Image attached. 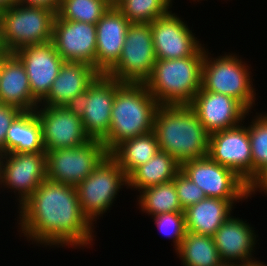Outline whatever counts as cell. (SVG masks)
I'll return each instance as SVG.
<instances>
[{"mask_svg":"<svg viewBox=\"0 0 267 266\" xmlns=\"http://www.w3.org/2000/svg\"><path fill=\"white\" fill-rule=\"evenodd\" d=\"M19 229L36 244L87 247L94 240V225L83 214L76 188L44 180L18 207Z\"/></svg>","mask_w":267,"mask_h":266,"instance_id":"cell-1","label":"cell"},{"mask_svg":"<svg viewBox=\"0 0 267 266\" xmlns=\"http://www.w3.org/2000/svg\"><path fill=\"white\" fill-rule=\"evenodd\" d=\"M153 132L159 149L180 165L208 156L210 134L189 105H159Z\"/></svg>","mask_w":267,"mask_h":266,"instance_id":"cell-2","label":"cell"},{"mask_svg":"<svg viewBox=\"0 0 267 266\" xmlns=\"http://www.w3.org/2000/svg\"><path fill=\"white\" fill-rule=\"evenodd\" d=\"M159 105L145 84L124 83L116 91L109 132L101 140L107 151L124 140L152 132Z\"/></svg>","mask_w":267,"mask_h":266,"instance_id":"cell-3","label":"cell"},{"mask_svg":"<svg viewBox=\"0 0 267 266\" xmlns=\"http://www.w3.org/2000/svg\"><path fill=\"white\" fill-rule=\"evenodd\" d=\"M205 48L193 56L156 59L151 77L144 83L160 105H189L201 89Z\"/></svg>","mask_w":267,"mask_h":266,"instance_id":"cell-4","label":"cell"},{"mask_svg":"<svg viewBox=\"0 0 267 266\" xmlns=\"http://www.w3.org/2000/svg\"><path fill=\"white\" fill-rule=\"evenodd\" d=\"M55 13L16 3L0 12V47L14 53L22 47L52 41Z\"/></svg>","mask_w":267,"mask_h":266,"instance_id":"cell-5","label":"cell"},{"mask_svg":"<svg viewBox=\"0 0 267 266\" xmlns=\"http://www.w3.org/2000/svg\"><path fill=\"white\" fill-rule=\"evenodd\" d=\"M207 50V52H206ZM202 63L201 87L209 92L221 93L238 100L249 112L256 100L249 66L236 54L211 58L208 49Z\"/></svg>","mask_w":267,"mask_h":266,"instance_id":"cell-6","label":"cell"},{"mask_svg":"<svg viewBox=\"0 0 267 266\" xmlns=\"http://www.w3.org/2000/svg\"><path fill=\"white\" fill-rule=\"evenodd\" d=\"M128 185L125 172L108 154L101 163L75 188L83 214L94 225L97 217H103L122 187Z\"/></svg>","mask_w":267,"mask_h":266,"instance_id":"cell-7","label":"cell"},{"mask_svg":"<svg viewBox=\"0 0 267 266\" xmlns=\"http://www.w3.org/2000/svg\"><path fill=\"white\" fill-rule=\"evenodd\" d=\"M151 25L131 23L118 62L106 73L123 83L144 84L156 62Z\"/></svg>","mask_w":267,"mask_h":266,"instance_id":"cell-8","label":"cell"},{"mask_svg":"<svg viewBox=\"0 0 267 266\" xmlns=\"http://www.w3.org/2000/svg\"><path fill=\"white\" fill-rule=\"evenodd\" d=\"M109 154L101 140L46 152L47 179L76 187Z\"/></svg>","mask_w":267,"mask_h":266,"instance_id":"cell-9","label":"cell"},{"mask_svg":"<svg viewBox=\"0 0 267 266\" xmlns=\"http://www.w3.org/2000/svg\"><path fill=\"white\" fill-rule=\"evenodd\" d=\"M181 171L203 190L206 197L248 199V184L233 170L216 163L209 156L184 162Z\"/></svg>","mask_w":267,"mask_h":266,"instance_id":"cell-10","label":"cell"},{"mask_svg":"<svg viewBox=\"0 0 267 266\" xmlns=\"http://www.w3.org/2000/svg\"><path fill=\"white\" fill-rule=\"evenodd\" d=\"M123 84L106 74H99L79 99L75 107L91 139L102 140L108 134L116 91Z\"/></svg>","mask_w":267,"mask_h":266,"instance_id":"cell-11","label":"cell"},{"mask_svg":"<svg viewBox=\"0 0 267 266\" xmlns=\"http://www.w3.org/2000/svg\"><path fill=\"white\" fill-rule=\"evenodd\" d=\"M42 128L45 151L75 148L92 139L85 132L76 107L44 106L34 110Z\"/></svg>","mask_w":267,"mask_h":266,"instance_id":"cell-12","label":"cell"},{"mask_svg":"<svg viewBox=\"0 0 267 266\" xmlns=\"http://www.w3.org/2000/svg\"><path fill=\"white\" fill-rule=\"evenodd\" d=\"M47 179L46 152L3 154L0 185L17 193L19 207Z\"/></svg>","mask_w":267,"mask_h":266,"instance_id":"cell-13","label":"cell"},{"mask_svg":"<svg viewBox=\"0 0 267 266\" xmlns=\"http://www.w3.org/2000/svg\"><path fill=\"white\" fill-rule=\"evenodd\" d=\"M208 156L233 170L247 184L252 180V154L248 127L239 125L210 134Z\"/></svg>","mask_w":267,"mask_h":266,"instance_id":"cell-14","label":"cell"},{"mask_svg":"<svg viewBox=\"0 0 267 266\" xmlns=\"http://www.w3.org/2000/svg\"><path fill=\"white\" fill-rule=\"evenodd\" d=\"M96 41V24L64 20L55 15L52 42L64 61L95 67Z\"/></svg>","mask_w":267,"mask_h":266,"instance_id":"cell-15","label":"cell"},{"mask_svg":"<svg viewBox=\"0 0 267 266\" xmlns=\"http://www.w3.org/2000/svg\"><path fill=\"white\" fill-rule=\"evenodd\" d=\"M181 19L171 10L150 23L157 59L193 56L202 47L195 34Z\"/></svg>","mask_w":267,"mask_h":266,"instance_id":"cell-16","label":"cell"},{"mask_svg":"<svg viewBox=\"0 0 267 266\" xmlns=\"http://www.w3.org/2000/svg\"><path fill=\"white\" fill-rule=\"evenodd\" d=\"M14 54L24 64L32 95L40 102L65 62L52 41L22 47Z\"/></svg>","mask_w":267,"mask_h":266,"instance_id":"cell-17","label":"cell"},{"mask_svg":"<svg viewBox=\"0 0 267 266\" xmlns=\"http://www.w3.org/2000/svg\"><path fill=\"white\" fill-rule=\"evenodd\" d=\"M189 106L209 134L239 125L249 111L236 99L204 90L196 93Z\"/></svg>","mask_w":267,"mask_h":266,"instance_id":"cell-18","label":"cell"},{"mask_svg":"<svg viewBox=\"0 0 267 266\" xmlns=\"http://www.w3.org/2000/svg\"><path fill=\"white\" fill-rule=\"evenodd\" d=\"M246 222L231 215L212 236L222 262L235 261L244 266L262 263L252 256L257 237L255 230Z\"/></svg>","mask_w":267,"mask_h":266,"instance_id":"cell-19","label":"cell"},{"mask_svg":"<svg viewBox=\"0 0 267 266\" xmlns=\"http://www.w3.org/2000/svg\"><path fill=\"white\" fill-rule=\"evenodd\" d=\"M99 74L95 67L89 64L65 61L50 91L39 105L75 107Z\"/></svg>","mask_w":267,"mask_h":266,"instance_id":"cell-20","label":"cell"},{"mask_svg":"<svg viewBox=\"0 0 267 266\" xmlns=\"http://www.w3.org/2000/svg\"><path fill=\"white\" fill-rule=\"evenodd\" d=\"M130 24L116 7H110L97 22L95 69L100 74H106L118 62Z\"/></svg>","mask_w":267,"mask_h":266,"instance_id":"cell-21","label":"cell"},{"mask_svg":"<svg viewBox=\"0 0 267 266\" xmlns=\"http://www.w3.org/2000/svg\"><path fill=\"white\" fill-rule=\"evenodd\" d=\"M0 103L34 111L39 101L32 95L24 64L14 53L1 55Z\"/></svg>","mask_w":267,"mask_h":266,"instance_id":"cell-22","label":"cell"},{"mask_svg":"<svg viewBox=\"0 0 267 266\" xmlns=\"http://www.w3.org/2000/svg\"><path fill=\"white\" fill-rule=\"evenodd\" d=\"M237 200L209 198L189 206L184 210L186 231L213 236L218 228L231 216Z\"/></svg>","mask_w":267,"mask_h":266,"instance_id":"cell-23","label":"cell"},{"mask_svg":"<svg viewBox=\"0 0 267 266\" xmlns=\"http://www.w3.org/2000/svg\"><path fill=\"white\" fill-rule=\"evenodd\" d=\"M46 152L42 128L35 111H22L7 130L5 154Z\"/></svg>","mask_w":267,"mask_h":266,"instance_id":"cell-24","label":"cell"},{"mask_svg":"<svg viewBox=\"0 0 267 266\" xmlns=\"http://www.w3.org/2000/svg\"><path fill=\"white\" fill-rule=\"evenodd\" d=\"M181 165L165 151L159 150L147 163L137 167L127 178V187L140 192L145 188L172 181Z\"/></svg>","mask_w":267,"mask_h":266,"instance_id":"cell-25","label":"cell"},{"mask_svg":"<svg viewBox=\"0 0 267 266\" xmlns=\"http://www.w3.org/2000/svg\"><path fill=\"white\" fill-rule=\"evenodd\" d=\"M159 150L156 135L152 131L122 141L109 154L128 177L137 167L152 159Z\"/></svg>","mask_w":267,"mask_h":266,"instance_id":"cell-26","label":"cell"},{"mask_svg":"<svg viewBox=\"0 0 267 266\" xmlns=\"http://www.w3.org/2000/svg\"><path fill=\"white\" fill-rule=\"evenodd\" d=\"M176 253L184 266H218L222 263L212 236L186 231Z\"/></svg>","mask_w":267,"mask_h":266,"instance_id":"cell-27","label":"cell"},{"mask_svg":"<svg viewBox=\"0 0 267 266\" xmlns=\"http://www.w3.org/2000/svg\"><path fill=\"white\" fill-rule=\"evenodd\" d=\"M138 198L139 208L141 207V210L151 217L165 213L184 212L173 180L141 190Z\"/></svg>","mask_w":267,"mask_h":266,"instance_id":"cell-28","label":"cell"},{"mask_svg":"<svg viewBox=\"0 0 267 266\" xmlns=\"http://www.w3.org/2000/svg\"><path fill=\"white\" fill-rule=\"evenodd\" d=\"M172 0H122L116 8L131 23H152L167 14Z\"/></svg>","mask_w":267,"mask_h":266,"instance_id":"cell-29","label":"cell"},{"mask_svg":"<svg viewBox=\"0 0 267 266\" xmlns=\"http://www.w3.org/2000/svg\"><path fill=\"white\" fill-rule=\"evenodd\" d=\"M109 8L103 0H62L56 15L64 20L97 24Z\"/></svg>","mask_w":267,"mask_h":266,"instance_id":"cell-30","label":"cell"},{"mask_svg":"<svg viewBox=\"0 0 267 266\" xmlns=\"http://www.w3.org/2000/svg\"><path fill=\"white\" fill-rule=\"evenodd\" d=\"M256 115L248 126L252 154V179L267 165V113Z\"/></svg>","mask_w":267,"mask_h":266,"instance_id":"cell-31","label":"cell"},{"mask_svg":"<svg viewBox=\"0 0 267 266\" xmlns=\"http://www.w3.org/2000/svg\"><path fill=\"white\" fill-rule=\"evenodd\" d=\"M152 218L160 232L173 239L174 248L177 250L186 232L184 212L165 213Z\"/></svg>","mask_w":267,"mask_h":266,"instance_id":"cell-32","label":"cell"},{"mask_svg":"<svg viewBox=\"0 0 267 266\" xmlns=\"http://www.w3.org/2000/svg\"><path fill=\"white\" fill-rule=\"evenodd\" d=\"M173 181L183 210L206 198L203 190L191 181L181 170Z\"/></svg>","mask_w":267,"mask_h":266,"instance_id":"cell-33","label":"cell"},{"mask_svg":"<svg viewBox=\"0 0 267 266\" xmlns=\"http://www.w3.org/2000/svg\"><path fill=\"white\" fill-rule=\"evenodd\" d=\"M22 111L11 105L0 103V151L5 154V139L7 130Z\"/></svg>","mask_w":267,"mask_h":266,"instance_id":"cell-34","label":"cell"},{"mask_svg":"<svg viewBox=\"0 0 267 266\" xmlns=\"http://www.w3.org/2000/svg\"><path fill=\"white\" fill-rule=\"evenodd\" d=\"M255 191H264L267 194V165L248 183V197H251Z\"/></svg>","mask_w":267,"mask_h":266,"instance_id":"cell-35","label":"cell"},{"mask_svg":"<svg viewBox=\"0 0 267 266\" xmlns=\"http://www.w3.org/2000/svg\"><path fill=\"white\" fill-rule=\"evenodd\" d=\"M61 2L62 0H17L18 4L46 8L53 11L55 14H57Z\"/></svg>","mask_w":267,"mask_h":266,"instance_id":"cell-36","label":"cell"},{"mask_svg":"<svg viewBox=\"0 0 267 266\" xmlns=\"http://www.w3.org/2000/svg\"><path fill=\"white\" fill-rule=\"evenodd\" d=\"M17 3V0H0V12L9 9Z\"/></svg>","mask_w":267,"mask_h":266,"instance_id":"cell-37","label":"cell"},{"mask_svg":"<svg viewBox=\"0 0 267 266\" xmlns=\"http://www.w3.org/2000/svg\"><path fill=\"white\" fill-rule=\"evenodd\" d=\"M108 6L116 7L122 0H103Z\"/></svg>","mask_w":267,"mask_h":266,"instance_id":"cell-38","label":"cell"},{"mask_svg":"<svg viewBox=\"0 0 267 266\" xmlns=\"http://www.w3.org/2000/svg\"><path fill=\"white\" fill-rule=\"evenodd\" d=\"M218 266H244V265H240L238 263H227V262H222L220 265Z\"/></svg>","mask_w":267,"mask_h":266,"instance_id":"cell-39","label":"cell"},{"mask_svg":"<svg viewBox=\"0 0 267 266\" xmlns=\"http://www.w3.org/2000/svg\"><path fill=\"white\" fill-rule=\"evenodd\" d=\"M264 262H262V263H259V264H257V265H254V266H267V264H263Z\"/></svg>","mask_w":267,"mask_h":266,"instance_id":"cell-40","label":"cell"},{"mask_svg":"<svg viewBox=\"0 0 267 266\" xmlns=\"http://www.w3.org/2000/svg\"><path fill=\"white\" fill-rule=\"evenodd\" d=\"M3 53H4L3 51L0 52V69H1V55H2Z\"/></svg>","mask_w":267,"mask_h":266,"instance_id":"cell-41","label":"cell"},{"mask_svg":"<svg viewBox=\"0 0 267 266\" xmlns=\"http://www.w3.org/2000/svg\"><path fill=\"white\" fill-rule=\"evenodd\" d=\"M2 152L0 151V168H1V158H2Z\"/></svg>","mask_w":267,"mask_h":266,"instance_id":"cell-42","label":"cell"}]
</instances>
